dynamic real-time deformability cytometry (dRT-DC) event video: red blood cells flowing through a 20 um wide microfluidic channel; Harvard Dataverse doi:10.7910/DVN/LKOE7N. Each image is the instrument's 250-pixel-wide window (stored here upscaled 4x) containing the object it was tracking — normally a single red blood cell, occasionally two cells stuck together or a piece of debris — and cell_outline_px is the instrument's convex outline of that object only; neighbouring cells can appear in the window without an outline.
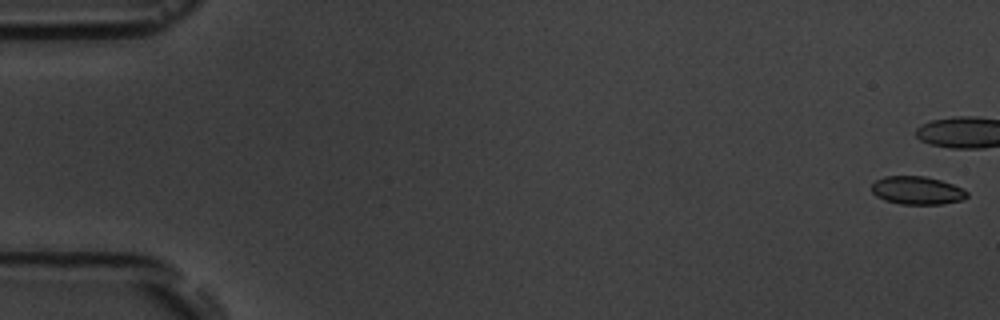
{"species": "common noctule bat (a hibernating species)", "species_latin": "Nyctalus noctula", "temperature_condition": "room temperature", "stored_images_in_passage": 7, "camera_frame_rate_fps": 3000, "um_per_image_px": 0.085, "animal": {"sex": "male", "body_mass_g": 19.5, "forearm_length_mm": 54.6}, "frame": {"image": 1, "passage_image": 1, "time_ms": 0.0, "image_size_px": [1000, 320], "cell_outline_px": [[968, 196], [964, 200], [940, 204], [900, 204], [884, 200], [876, 196], [872, 192], [872, 184], [876, 180], [884, 176], [924, 176], [940, 180], [952, 184], [968, 192]], "centroid_in_image_um": [77.94, 16.19], "position_along_channel_um": 7.1, "area_um2": 15.61}}
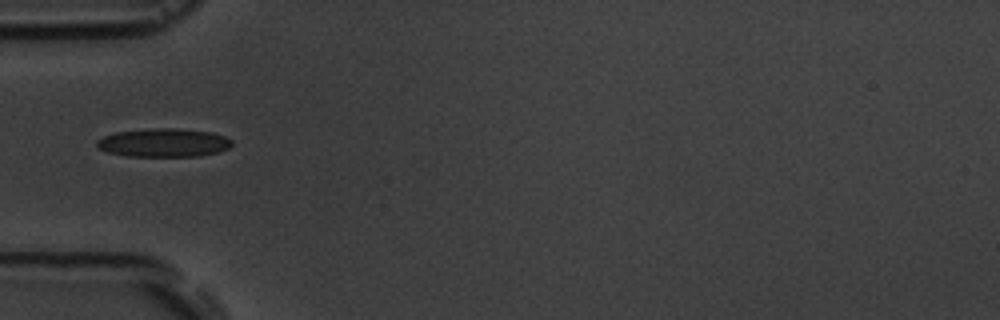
{"frame": {"image": 2, "passage_image": 6, "time_ms": 6.667, "image_size_px": [1000, 320], "cell_outline_px": [[232, 144], [228, 148], [220, 152], [200, 156], [128, 156], [108, 152], [100, 148], [96, 144], [96, 140], [104, 136], [116, 132], [152, 128], [176, 128], [212, 132], [224, 136], [232, 140]], "centroid_in_image_um": [13.94, 12.13], "position_along_channel_um": 71.1, "area_um2": 22.43}}
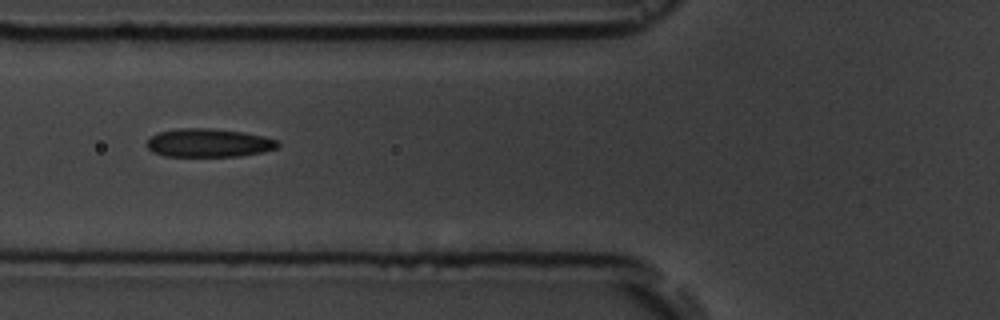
{"frame": {"image": 3, "passage_image": 7, "time_ms": 7.667, "image_size_px": [1000, 320], "cell_outline_px": [[280, 144], [276, 148], [260, 152], [240, 156], [164, 156], [152, 152], [148, 148], [148, 140], [152, 136], [160, 132], [180, 128], [208, 128], [244, 132], [264, 136], [276, 140]], "centroid_in_image_um": [17.74, 12.14], "position_along_channel_um": 108.1, "area_um2": 21.5}}